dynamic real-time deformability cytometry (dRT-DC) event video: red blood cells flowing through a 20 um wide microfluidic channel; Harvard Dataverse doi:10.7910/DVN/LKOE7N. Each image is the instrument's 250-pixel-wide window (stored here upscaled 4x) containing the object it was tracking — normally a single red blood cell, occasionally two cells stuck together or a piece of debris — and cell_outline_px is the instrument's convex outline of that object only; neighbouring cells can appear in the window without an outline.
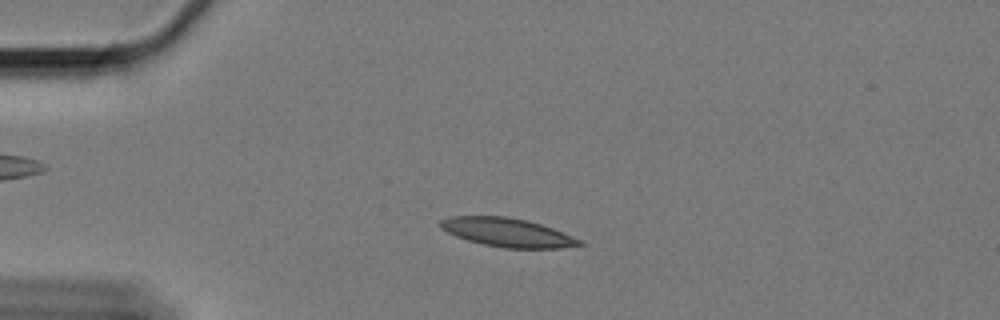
{"species": "Egyptian fruit bat (a non-hibernating species)", "species_latin": "Rousettus aegyptiacus", "temperature_condition": "cold", "stored_images_in_passage": 55, "camera_frame_rate_fps": 3000, "um_per_image_px": 0.085, "animal": {"sex": "female"}, "frame": {"image": 1, "passage_image": 9, "time_ms": 2.667, "image_size_px": [1000, 320], "cell_outline_px": [[584, 244], [560, 248], [504, 248], [484, 244], [468, 240], [456, 236], [440, 228], [440, 220], [452, 216], [508, 216], [540, 224], [552, 228], [584, 240]], "centroid_in_image_um": [43.15, 19.76], "position_along_channel_um": 41.9, "area_um2": 23.12}}
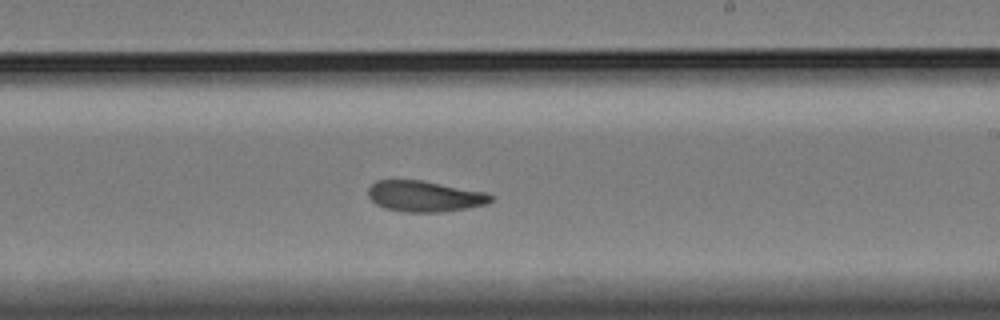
{"frame": {"image": 2, "passage_image": 31, "time_ms": 10.0, "image_size_px": [1000, 320], "cell_outline_px": [[492, 200], [488, 204], [440, 212], [404, 212], [384, 208], [376, 204], [368, 196], [368, 188], [376, 180], [424, 180], [488, 192], [492, 196]], "centroid_in_image_um": [36.1, 16.67], "position_along_channel_um": 252.9, "area_um2": 22.25}}
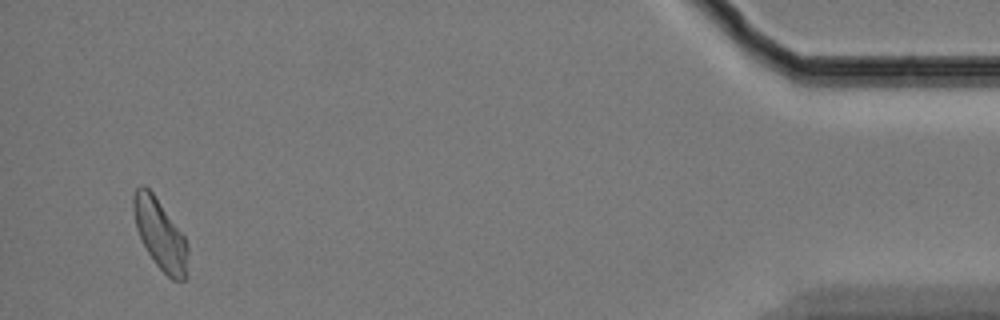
{"frame": {"image": 3, "passage_image": 53, "time_ms": 17.333, "image_size_px": [1000, 320], "cell_outline_px": [[188, 276], [184, 280], [172, 280], [156, 264], [148, 252], [136, 228], [132, 208], [132, 196], [136, 188], [140, 184], [144, 184], [152, 192], [184, 236], [188, 244]], "centroid_in_image_um": [13.62, 19.92], "position_along_channel_um": 421.6, "area_um2": 22.25}, "authors_computed_cell_mechanics": {"area_um2": 22.3686, "velocity_mm_per_s": 3.2693, "shape_relaxation_time_tau1_ms": 8.5777, "shape_relaxation_time_tau2_ms": 4.2116, "deformation_change_tau1": 0.1629, "deformation_change_tau2": 0.1069}}